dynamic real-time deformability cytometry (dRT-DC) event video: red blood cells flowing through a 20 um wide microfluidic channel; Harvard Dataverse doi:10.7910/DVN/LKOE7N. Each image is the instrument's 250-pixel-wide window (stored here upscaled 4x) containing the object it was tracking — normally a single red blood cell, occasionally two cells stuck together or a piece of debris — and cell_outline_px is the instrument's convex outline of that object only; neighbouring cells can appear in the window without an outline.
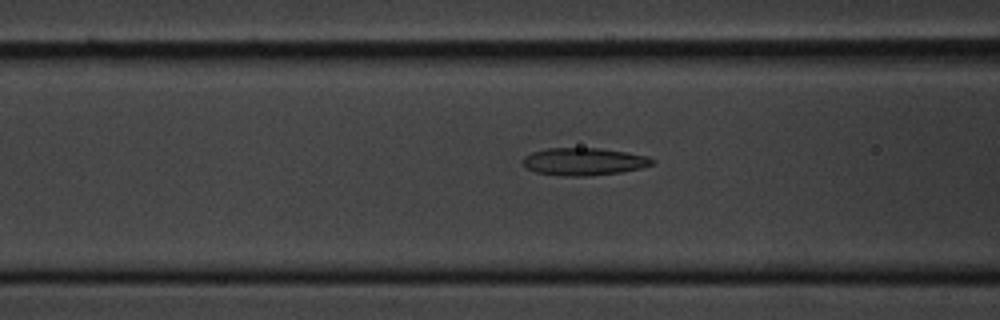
{"species": "common noctule bat (a hibernating species)", "species_latin": "Nyctalus noctula", "temperature_condition": "cold", "stored_images_in_passage": 40, "camera_frame_rate_fps": 3000, "um_per_image_px": 0.085, "animal": {"sex": "male", "body_mass_g": 20.1, "forearm_length_mm": 53.5}, "frame": {"image": 1, "passage_image": 6, "time_ms": 1.667, "image_size_px": [1000, 320], "cell_outline_px": [[656, 160], [652, 164], [640, 168], [620, 172], [584, 176], [564, 176], [536, 172], [528, 168], [524, 164], [524, 156], [532, 152], [548, 148], [600, 148], [648, 156]], "centroid_in_image_um": [49.64, 13.73], "position_along_channel_um": 117.0, "area_um2": 20.46}}
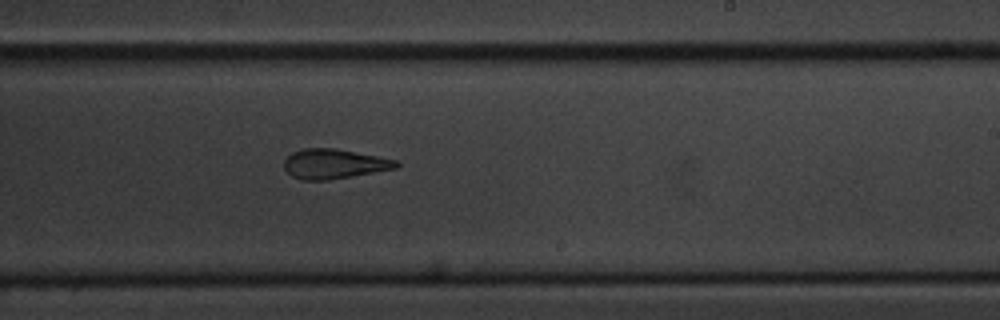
{"frame": {"image": 2, "passage_image": 18, "time_ms": 5.667, "image_size_px": [1000, 320], "cell_outline_px": [[400, 164], [396, 168], [352, 176], [328, 180], [304, 180], [292, 176], [284, 168], [284, 160], [292, 152], [304, 148], [336, 148], [400, 160]], "centroid_in_image_um": [28.42, 13.92], "position_along_channel_um": 260.6, "area_um2": 19.48}}
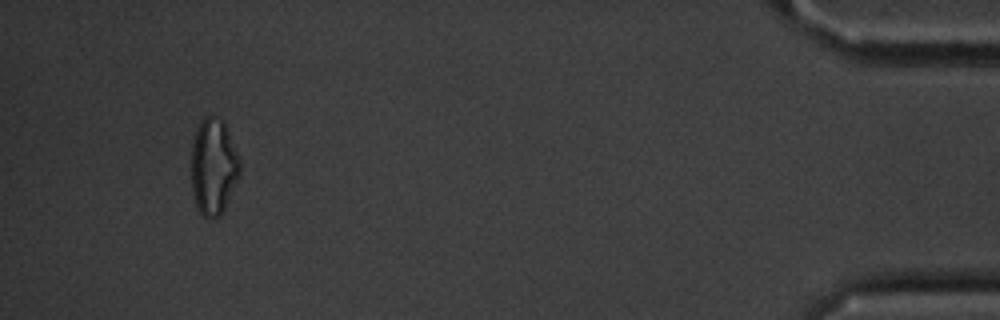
{"frame": {"image": 3, "passage_image": 37, "time_ms": 12.0, "image_size_px": [1000, 320], "cell_outline_px": [[240, 172], [224, 208], [220, 216], [212, 220], [204, 216], [196, 208], [192, 192], [192, 144], [196, 128], [200, 120], [204, 116], [216, 116], [224, 120], [240, 160]], "centroid_in_image_um": [18.13, 14.14], "position_along_channel_um": 417.1, "area_um2": 27.34}, "authors_computed_cell_mechanics": {"area_um2": 20.519, "velocity_mm_per_s": 3.588, "shape_relaxation_time_tau1_ms": 4.6433, "shape_relaxation_time_tau2_ms": 2.9789, "deformation_change_tau1": 0.1517, "deformation_change_tau2": 0.1305}}